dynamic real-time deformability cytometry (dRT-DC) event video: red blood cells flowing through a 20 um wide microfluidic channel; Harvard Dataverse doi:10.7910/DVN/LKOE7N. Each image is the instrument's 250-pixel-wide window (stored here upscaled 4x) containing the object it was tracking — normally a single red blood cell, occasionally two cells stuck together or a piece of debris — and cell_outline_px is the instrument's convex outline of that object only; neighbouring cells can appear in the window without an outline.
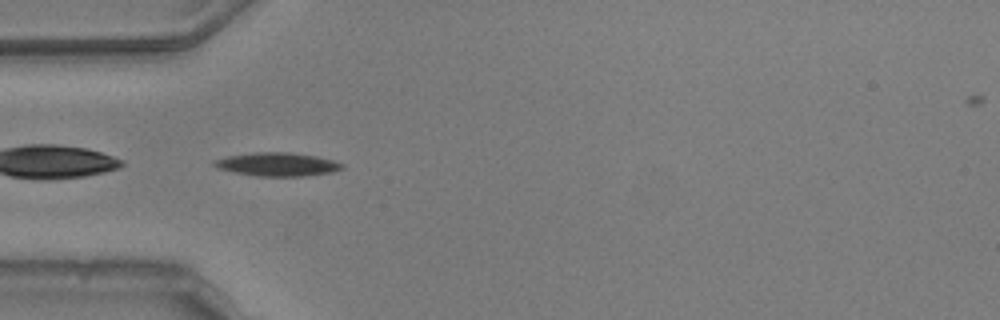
{"species": "common noctule bat (a hibernating species)", "species_latin": "Nyctalus noctula", "temperature_condition": "warm", "stored_images_in_passage": 38, "camera_frame_rate_fps": 3000, "um_per_image_px": 0.085, "animal": {"sex": "male", "body_mass_g": 20.5, "forearm_length_mm": 52.5}, "frame": {"image": 1, "passage_image": 1, "time_ms": 0.0, "image_size_px": [1000, 320], "cell_outline_px": [[344, 168], [332, 172], [300, 176], [256, 176], [216, 168], [212, 164], [212, 160], [228, 156], [256, 152], [288, 152], [316, 156], [332, 160], [344, 164]], "centroid_in_image_um": [23.55, 13.96], "position_along_channel_um": 61.4, "area_um2": 17.4}}
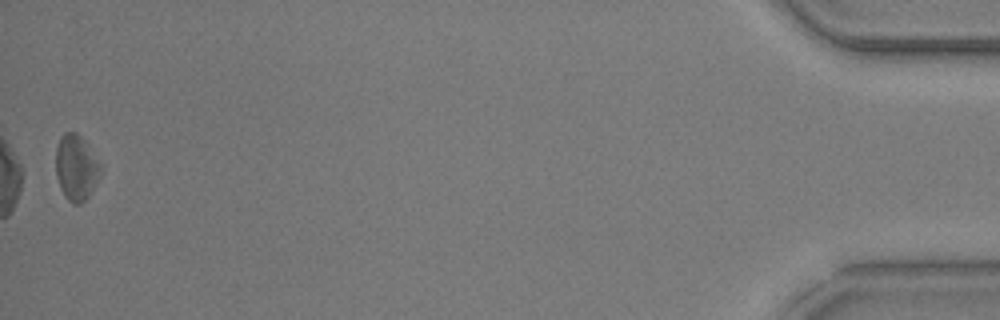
{"frame": {"image": 2, "passage_image": 38, "time_ms": 12.333, "image_size_px": [1000, 320], "cell_outline_px": [[100, 176], [88, 196], [80, 204], [72, 204], [64, 196], [60, 188], [56, 176], [56, 148], [60, 136], [64, 132], [76, 132], [84, 140], [100, 164]], "centroid_in_image_um": [6.44, 14.25], "position_along_channel_um": 428.8, "area_um2": 16.99}, "authors_computed_cell_mechanics": {"area_um2": 16.2129, "velocity_mm_per_s": 3.7633, "shape_relaxation_time_tau1_ms": 1.6395, "shape_relaxation_time_tau2_ms": null, "deformation_change_tau1": 0.1304, "deformation_change_tau2": null}}